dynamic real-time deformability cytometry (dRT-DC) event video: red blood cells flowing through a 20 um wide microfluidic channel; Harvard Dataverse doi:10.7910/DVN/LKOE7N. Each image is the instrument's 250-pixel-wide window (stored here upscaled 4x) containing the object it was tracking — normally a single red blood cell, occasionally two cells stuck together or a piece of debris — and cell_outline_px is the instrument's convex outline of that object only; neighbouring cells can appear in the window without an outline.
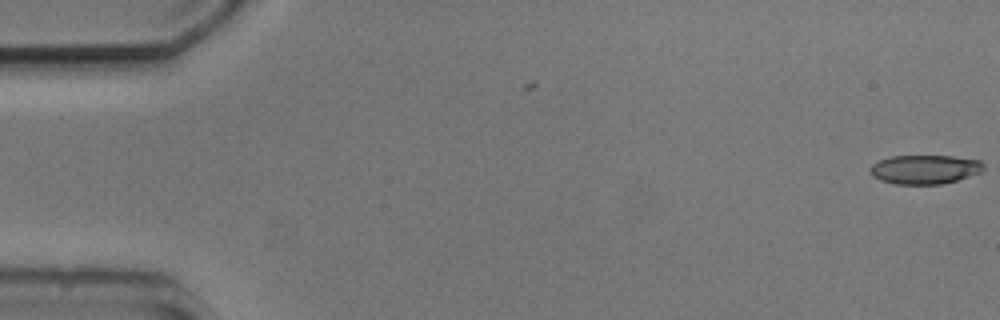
{"species": "common noctule bat (a hibernating species)", "species_latin": "Nyctalus noctula", "temperature_condition": "cold", "stored_images_in_passage": 2, "camera_frame_rate_fps": 3000, "um_per_image_px": 0.085, "animal": {"sex": "male", "body_mass_g": 20.5, "forearm_length_mm": 52.5}, "frame": {"image": 1, "passage_image": 2, "time_ms": 1.0, "image_size_px": [1000, 320], "cell_outline_px": [[984, 168], [980, 172], [956, 180], [940, 184], [896, 184], [880, 180], [872, 176], [868, 168], [872, 164], [880, 160], [892, 156], [952, 156], [980, 160], [984, 164]], "centroid_in_image_um": [78.58, 14.39], "position_along_channel_um": 6.4, "area_um2": 19.13}}